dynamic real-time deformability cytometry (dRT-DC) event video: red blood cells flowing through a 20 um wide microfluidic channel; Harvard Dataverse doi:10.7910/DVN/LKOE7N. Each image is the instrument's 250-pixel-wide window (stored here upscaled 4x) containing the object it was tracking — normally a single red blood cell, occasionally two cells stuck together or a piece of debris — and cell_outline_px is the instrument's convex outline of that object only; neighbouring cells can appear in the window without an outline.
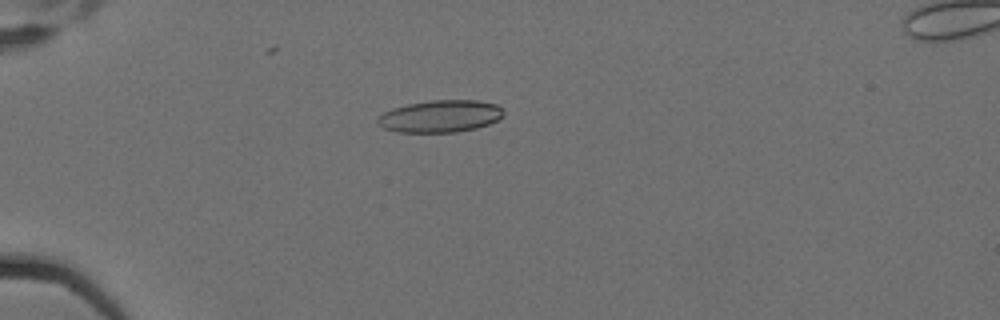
{"species": "Egyptian fruit bat (a non-hibernating species)", "species_latin": "Rousettus aegyptiacus", "temperature_condition": "cold", "stored_images_in_passage": 3, "camera_frame_rate_fps": 3000, "um_per_image_px": 0.085, "animal": {"sex": "female"}, "frame": {"image": 1, "passage_image": 1, "time_ms": 0.0, "image_size_px": [1000, 320], "cell_outline_px": [[504, 112], [496, 120], [488, 124], [476, 128], [456, 132], [396, 132], [384, 128], [376, 124], [376, 116], [392, 108], [408, 104], [432, 100], [476, 100], [496, 104]], "centroid_in_image_um": [37.35, 9.88], "position_along_channel_um": 47.6, "area_um2": 23.58}}
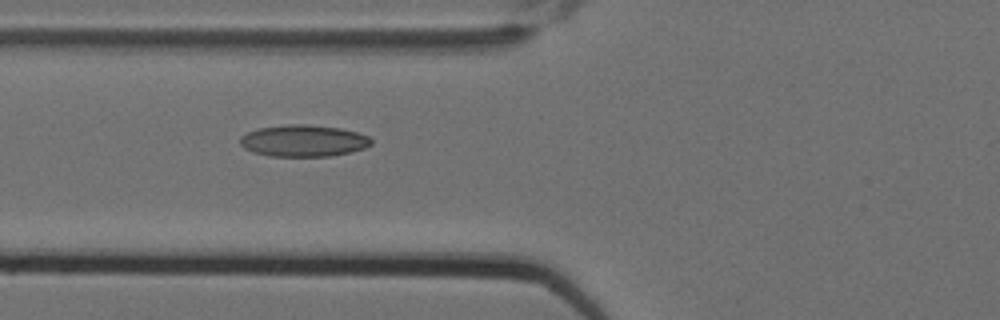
{"frame": {"image": 2, "passage_image": 3, "time_ms": 0.667, "image_size_px": [1000, 320], "cell_outline_px": [[372, 144], [364, 148], [348, 152], [328, 156], [268, 156], [252, 152], [244, 148], [240, 144], [240, 136], [256, 128], [288, 124], [308, 124], [340, 128], [356, 132], [368, 136], [372, 140]], "centroid_in_image_um": [25.75, 11.96], "position_along_channel_um": 100.0, "area_um2": 24.28}}